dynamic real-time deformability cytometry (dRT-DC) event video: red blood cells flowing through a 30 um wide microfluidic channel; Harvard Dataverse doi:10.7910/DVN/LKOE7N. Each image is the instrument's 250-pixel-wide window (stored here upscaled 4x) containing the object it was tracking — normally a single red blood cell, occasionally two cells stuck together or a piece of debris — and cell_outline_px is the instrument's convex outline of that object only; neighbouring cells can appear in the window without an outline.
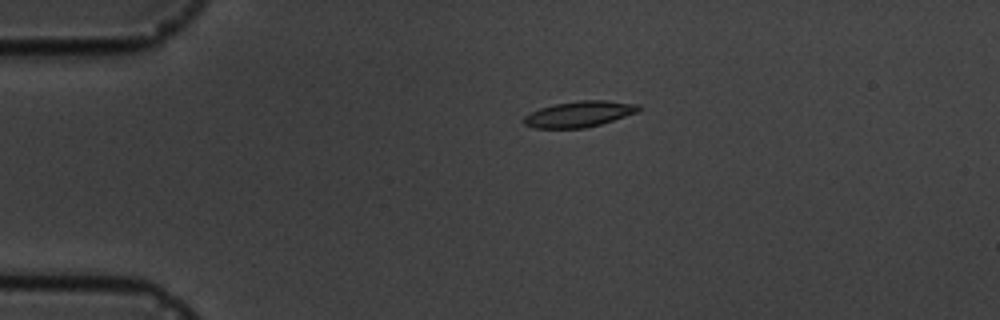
{"species": "common noctule bat (a hibernating species)", "species_latin": "Nyctalus noctula", "temperature_condition": "cold", "stored_images_in_passage": 6, "camera_frame_rate_fps": 3000, "um_per_image_px": 0.085, "animal": {"sex": "male", "body_mass_g": 19.5, "forearm_length_mm": 54.6}, "frame": {"image": 1, "passage_image": 3, "time_ms": 2.333, "image_size_px": [1000, 320], "cell_outline_px": [[644, 108], [636, 112], [600, 124], [584, 128], [536, 128], [524, 124], [524, 116], [540, 108], [556, 104], [580, 100], [604, 100], [640, 104]], "centroid_in_image_um": [49.26, 9.69], "position_along_channel_um": 35.7, "area_um2": 17.11}}
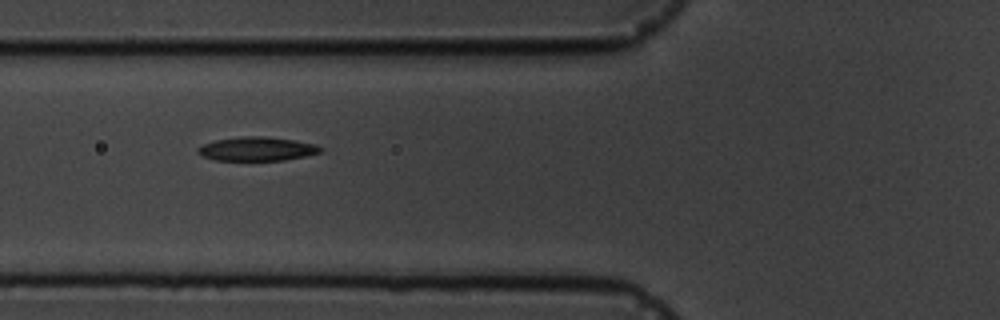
{"frame": {"image": 2, "passage_image": 5, "time_ms": 5.333, "image_size_px": [1000, 320], "cell_outline_px": [[324, 152], [284, 160], [216, 160], [204, 156], [196, 152], [196, 148], [204, 144], [216, 140], [240, 136], [264, 136], [296, 140], [316, 144], [324, 148]], "centroid_in_image_um": [21.89, 12.65], "position_along_channel_um": 103.9, "area_um2": 17.17}}
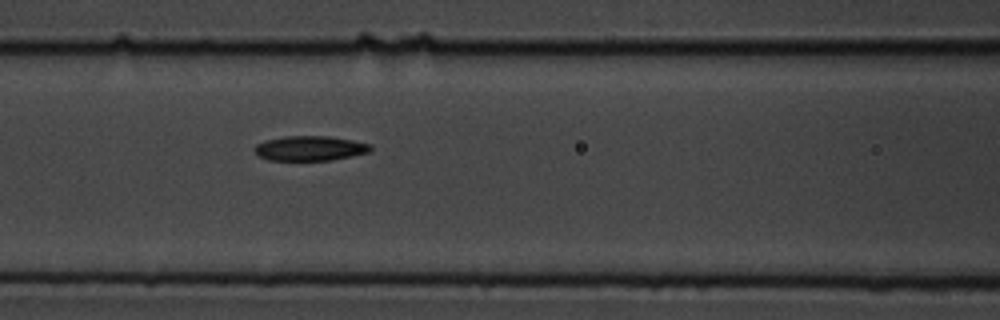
{"frame": {"image": 3, "passage_image": 6, "time_ms": 6.333, "image_size_px": [1000, 320], "cell_outline_px": [[372, 148], [368, 152], [352, 156], [332, 160], [268, 160], [256, 156], [252, 148], [256, 144], [264, 140], [284, 136], [328, 136], [352, 140], [372, 144]], "centroid_in_image_um": [26.29, 12.6], "position_along_channel_um": 140.3, "area_um2": 16.99}}